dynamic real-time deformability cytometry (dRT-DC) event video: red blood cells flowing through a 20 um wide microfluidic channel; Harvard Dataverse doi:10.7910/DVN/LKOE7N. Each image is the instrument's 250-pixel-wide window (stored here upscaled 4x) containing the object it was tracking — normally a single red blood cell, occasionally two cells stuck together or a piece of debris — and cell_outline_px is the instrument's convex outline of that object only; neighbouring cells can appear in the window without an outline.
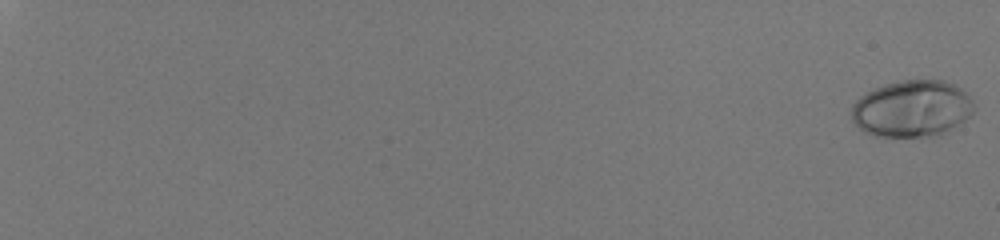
{"species": "human", "species_latin": "Homo sapiens", "temperature_condition": "room temperature", "stored_images_in_passage": 58, "camera_frame_rate_fps": 3000, "um_per_image_px": 0.085, "donor": {"sex": "male"}, "frame": {"image": 1, "passage_image": 1, "time_ms": 0.0, "image_size_px": [1000, 240], "cell_outline_px": [[976, 108], [964, 120], [940, 136], [876, 136], [864, 132], [852, 120], [852, 104], [860, 96], [884, 84], [900, 80], [944, 80], [960, 88], [972, 100]], "centroid_in_image_um": [77.51, 9.23], "position_along_channel_um": 7.5, "area_um2": 40.34}}
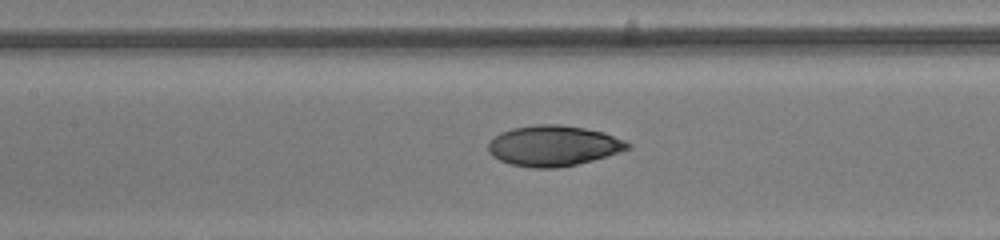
{"frame": {"image": 2, "passage_image": 34, "time_ms": 11.0, "image_size_px": [1000, 240], "cell_outline_px": [[632, 148], [620, 152], [592, 160], [576, 164], [556, 168], [532, 168], [512, 164], [500, 160], [492, 156], [488, 152], [488, 144], [500, 132], [512, 128], [536, 124], [560, 124], [584, 128], [604, 132], [624, 140], [632, 144]], "centroid_in_image_um": [47.05, 12.38], "position_along_channel_um": 160.3, "area_um2": 32.95}}
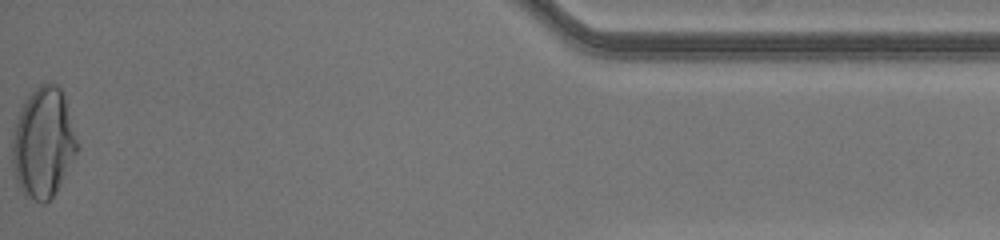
{"frame": {"image": 3, "passage_image": 58, "time_ms": 19.0, "image_size_px": [1000, 240], "cell_outline_px": [[80, 148], [56, 192], [44, 204], [40, 204], [32, 200], [20, 188], [16, 180], [12, 160], [12, 136], [16, 120], [20, 108], [24, 100], [40, 84], [52, 80], [64, 92], [80, 144]], "centroid_in_image_um": [3.71, 12.1], "position_along_channel_um": 431.5, "area_um2": 42.43}, "authors_computed_cell_mechanics": {"area_um2": 34.1598, "velocity_mm_per_s": 4.1102, "shape_relaxation_time_tau1_ms": 5.0702, "shape_relaxation_time_tau2_ms": null, "deformation_change_tau1": 0.2121, "deformation_change_tau2": null}}